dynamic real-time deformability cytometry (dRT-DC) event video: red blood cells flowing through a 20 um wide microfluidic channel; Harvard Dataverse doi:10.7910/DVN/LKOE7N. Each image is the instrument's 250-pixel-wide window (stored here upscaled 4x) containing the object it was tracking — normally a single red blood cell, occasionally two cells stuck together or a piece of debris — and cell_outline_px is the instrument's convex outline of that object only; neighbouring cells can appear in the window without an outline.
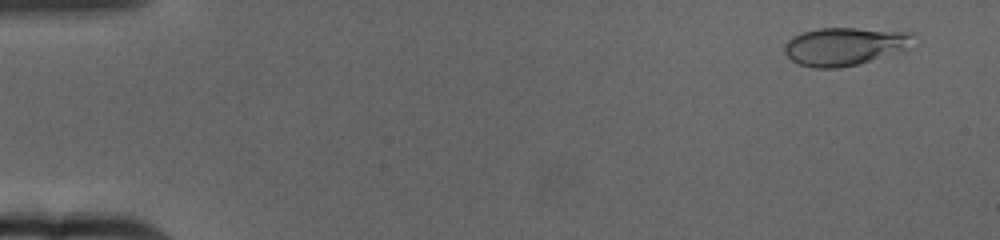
{"species": "human", "species_latin": "Homo sapiens", "temperature_condition": "cold", "stored_images_in_passage": 65, "camera_frame_rate_fps": 3000, "um_per_image_px": 0.085, "donor": {"sex": "female"}, "frame": {"image": 1, "passage_image": 4, "time_ms": 1.0, "image_size_px": [1000, 240], "cell_outline_px": [[916, 48], [904, 52], [856, 64], [836, 68], [816, 68], [800, 64], [792, 60], [784, 52], [784, 44], [792, 36], [804, 32], [820, 28], [856, 28], [916, 32]], "centroid_in_image_um": [71.95, 3.93], "position_along_channel_um": 13.0, "area_um2": 29.25}}
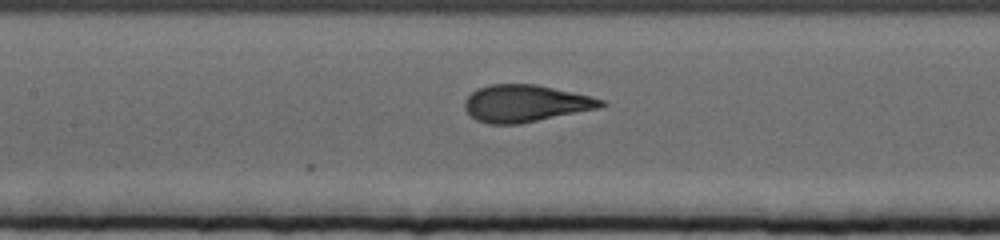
{"frame": {"image": 2, "passage_image": 31, "time_ms": 10.0, "image_size_px": [1000, 240], "cell_outline_px": [[608, 104], [596, 108], [520, 124], [488, 124], [476, 120], [464, 108], [464, 100], [472, 92], [488, 84], [536, 84], [592, 96], [604, 100]], "centroid_in_image_um": [44.64, 8.78], "position_along_channel_um": 162.8, "area_um2": 29.3}}
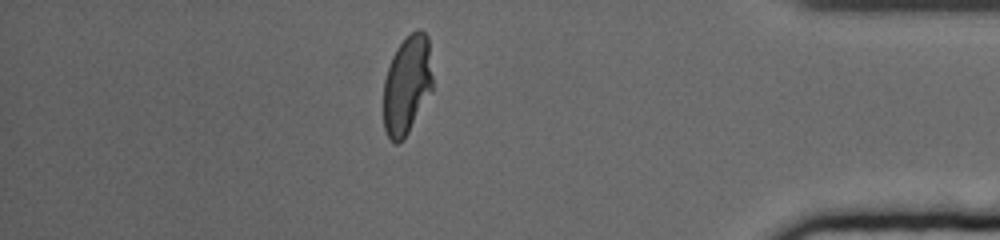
{"frame": {"image": 3, "passage_image": 57, "time_ms": 18.667, "image_size_px": [1000, 240], "cell_outline_px": [[432, 92], [404, 140], [396, 144], [388, 136], [384, 128], [384, 80], [392, 56], [396, 48], [416, 28], [420, 28], [428, 36], [432, 76]], "centroid_in_image_um": [34.61, 7.23], "position_along_channel_um": 400.6, "area_um2": 28.38}, "authors_computed_cell_mechanics": {"area_um2": 28.9578, "velocity_mm_per_s": 3.1268, "shape_relaxation_time_tau1_ms": 3.7242, "shape_relaxation_time_tau2_ms": null, "deformation_change_tau1": 0.1768, "deformation_change_tau2": null}}